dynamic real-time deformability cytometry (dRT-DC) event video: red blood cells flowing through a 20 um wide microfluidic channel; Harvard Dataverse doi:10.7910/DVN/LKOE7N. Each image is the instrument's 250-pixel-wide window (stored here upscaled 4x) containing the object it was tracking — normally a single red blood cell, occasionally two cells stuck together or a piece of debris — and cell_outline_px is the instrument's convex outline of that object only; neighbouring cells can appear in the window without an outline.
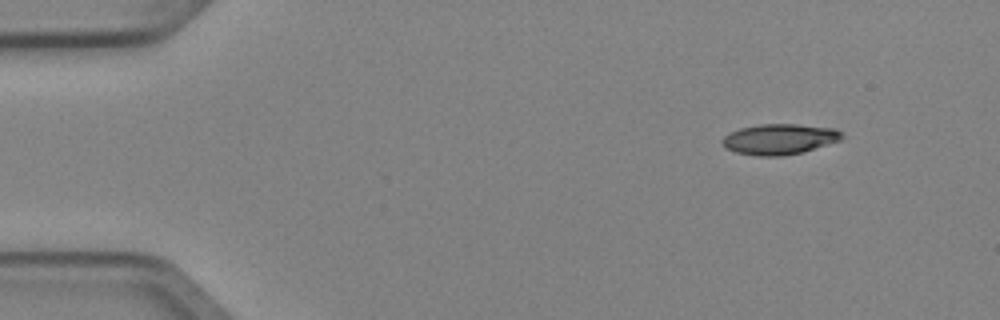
{"species": "Egyptian fruit bat (a non-hibernating species)", "species_latin": "Rousettus aegyptiacus", "temperature_condition": "cold", "stored_images_in_passage": 3, "camera_frame_rate_fps": 3000, "um_per_image_px": 0.085, "animal": {"sex": "female"}, "frame": {"image": 1, "passage_image": 1, "time_ms": 0.0, "image_size_px": [1000, 320], "cell_outline_px": [[844, 136], [840, 140], [804, 152], [784, 156], [756, 156], [736, 152], [724, 148], [720, 140], [728, 132], [740, 128], [760, 124], [796, 124], [836, 128], [844, 132]], "centroid_in_image_um": [66.25, 11.83], "position_along_channel_um": 18.8, "area_um2": 21.68}}